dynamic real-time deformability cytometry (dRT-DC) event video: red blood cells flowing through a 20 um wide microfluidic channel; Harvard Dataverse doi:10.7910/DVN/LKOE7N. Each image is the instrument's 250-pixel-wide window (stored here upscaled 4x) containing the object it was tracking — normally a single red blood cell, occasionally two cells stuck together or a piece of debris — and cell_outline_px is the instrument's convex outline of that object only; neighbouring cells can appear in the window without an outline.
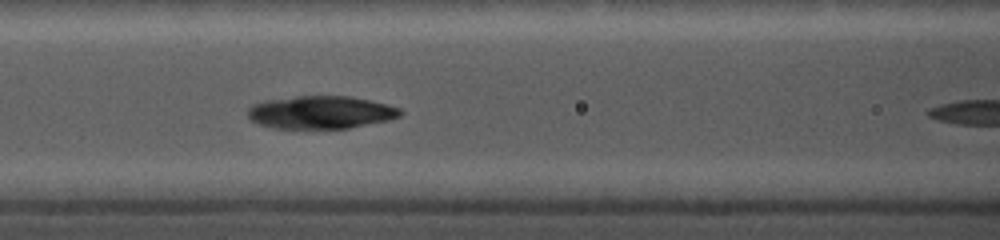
{"species": "common noctule bat (a hibernating species)", "species_latin": "Nyctalus noctula", "temperature_condition": "cold", "stored_images_in_passage": 7, "camera_frame_rate_fps": 5000, "um_per_image_px": 0.085, "animal": {"sex": "female", "body_mass_g": 19.0, "forearm_length_mm": 56.7}, "frame": {"image": 1, "passage_image": 3, "time_ms": 1.8, "image_size_px": [1000, 240], "cell_outline_px": [[404, 112], [400, 116], [388, 120], [348, 128], [276, 128], [256, 124], [248, 116], [248, 108], [252, 104], [264, 100], [296, 96], [352, 96], [372, 100], [388, 104], [400, 108]], "centroid_in_image_um": [27.27, 9.53], "position_along_channel_um": 139.3, "area_um2": 29.36}}
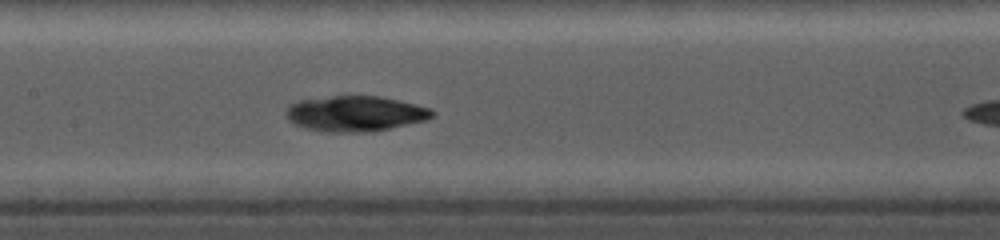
{"frame": {"image": 2, "passage_image": 5, "time_ms": 2.8, "image_size_px": [1000, 240], "cell_outline_px": [[436, 112], [428, 120], [372, 132], [328, 132], [304, 128], [288, 120], [284, 112], [288, 104], [300, 100], [332, 96], [380, 96], [400, 100], [432, 108]], "centroid_in_image_um": [30.21, 9.66], "position_along_channel_um": 177.2, "area_um2": 30.58}}